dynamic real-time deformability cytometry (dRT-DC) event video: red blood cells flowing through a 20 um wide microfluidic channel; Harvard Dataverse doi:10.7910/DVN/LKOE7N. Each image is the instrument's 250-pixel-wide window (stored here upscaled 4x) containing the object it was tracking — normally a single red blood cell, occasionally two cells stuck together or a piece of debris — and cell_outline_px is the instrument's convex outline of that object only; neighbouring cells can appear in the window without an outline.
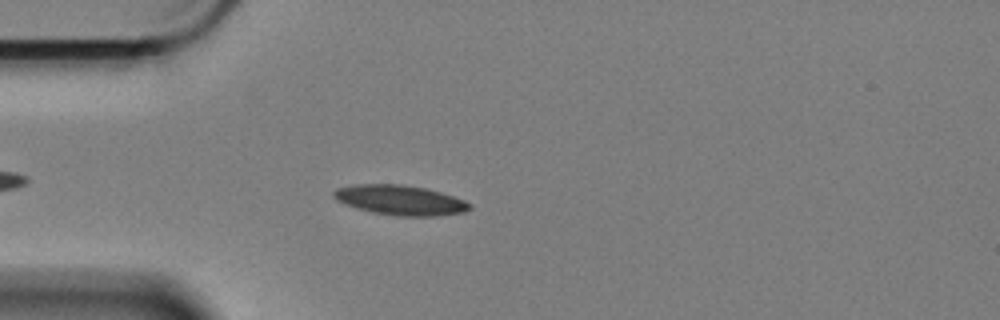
{"species": "Egyptian fruit bat (a non-hibernating species)", "species_latin": "Rousettus aegyptiacus", "temperature_condition": "cold", "stored_images_in_passage": 35, "camera_frame_rate_fps": 3000, "um_per_image_px": 0.085, "animal": {"sex": "female"}, "frame": {"image": 1, "passage_image": 7, "time_ms": 2.0, "image_size_px": [1000, 320], "cell_outline_px": [[472, 208], [464, 212], [436, 216], [396, 216], [372, 212], [356, 208], [344, 204], [336, 200], [332, 196], [332, 192], [336, 188], [356, 184], [400, 184], [424, 188], [440, 192], [464, 200], [472, 204]], "centroid_in_image_um": [33.99, 17.01], "position_along_channel_um": 51.0, "area_um2": 23.76}}
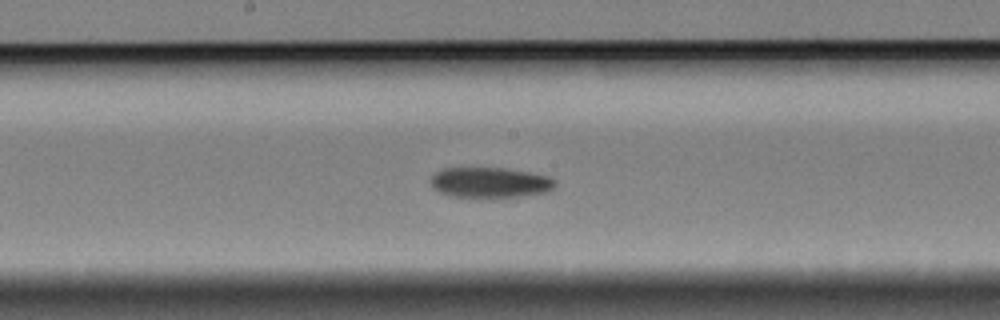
{"frame": {"image": 2, "passage_image": 22, "time_ms": 7.0, "image_size_px": [1000, 320], "cell_outline_px": [[556, 184], [548, 192], [520, 196], [448, 196], [432, 188], [428, 180], [436, 172], [444, 168], [504, 168], [528, 172], [548, 176], [556, 180]], "centroid_in_image_um": [41.62, 15.5], "position_along_channel_um": 206.6, "area_um2": 21.85}}
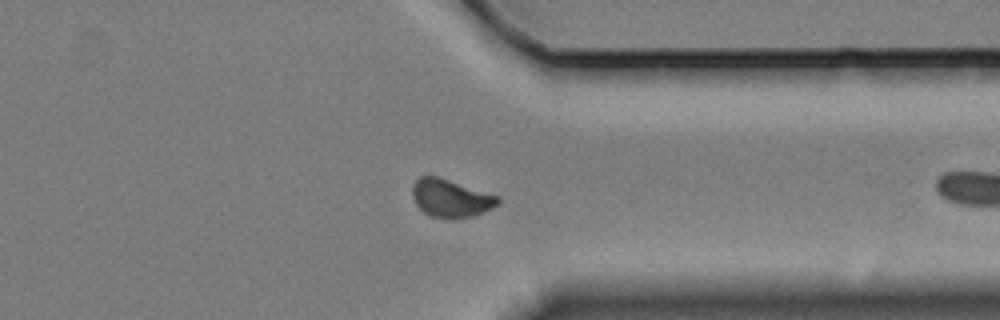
{"frame": {"image": 3, "passage_image": 33, "time_ms": 10.667, "image_size_px": [1000, 320], "cell_outline_px": [[500, 204], [492, 208], [472, 216], [452, 220], [448, 220], [432, 216], [424, 212], [416, 204], [412, 196], [412, 188], [416, 180], [420, 176], [436, 176], [500, 196]], "centroid_in_image_um": [38.33, 16.87], "position_along_channel_um": 373.1, "area_um2": 18.96}}